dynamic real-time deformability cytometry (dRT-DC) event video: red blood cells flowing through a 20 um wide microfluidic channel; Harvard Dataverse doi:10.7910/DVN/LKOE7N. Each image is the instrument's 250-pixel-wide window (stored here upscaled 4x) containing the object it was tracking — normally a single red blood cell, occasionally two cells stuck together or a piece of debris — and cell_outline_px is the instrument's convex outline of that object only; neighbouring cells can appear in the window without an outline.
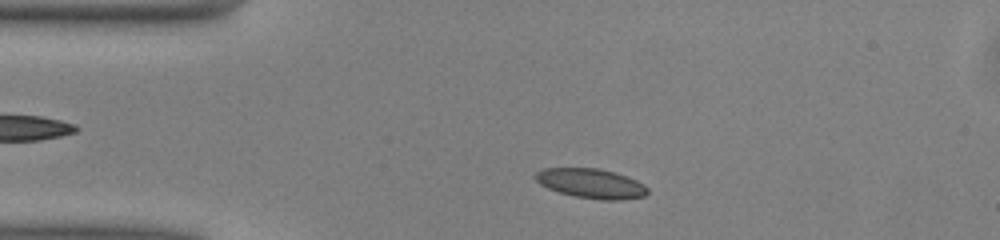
{"species": "common noctule bat (a hibernating species)", "species_latin": "Nyctalus noctula", "temperature_condition": "warm", "stored_images_in_passage": 44, "camera_frame_rate_fps": 3000, "um_per_image_px": 0.085, "animal": {"sex": "male", "body_mass_g": 13.0, "forearm_length_mm": 53.1}, "frame": {"image": 1, "passage_image": 4, "time_ms": 1.0, "image_size_px": [1000, 240], "cell_outline_px": [[648, 192], [644, 196], [620, 200], [600, 200], [576, 196], [560, 192], [548, 188], [540, 184], [532, 176], [536, 172], [544, 168], [600, 168], [636, 180], [644, 184], [648, 188]], "centroid_in_image_um": [50.22, 15.59], "position_along_channel_um": 34.8, "area_um2": 19.25}}
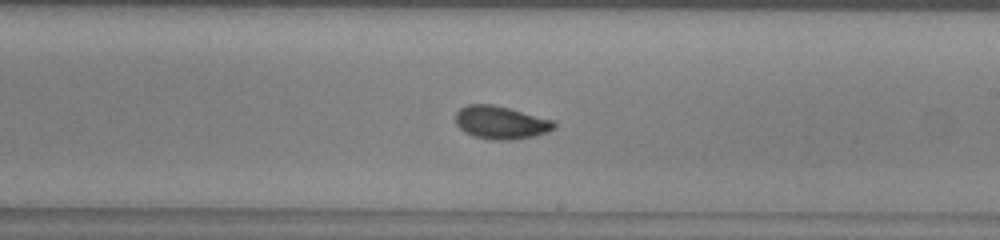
{"frame": {"image": 2, "passage_image": 22, "time_ms": 7.0, "image_size_px": [1000, 240], "cell_outline_px": [[556, 128], [548, 132], [532, 136], [508, 140], [492, 140], [472, 136], [464, 132], [456, 124], [456, 112], [460, 108], [468, 104], [492, 104], [508, 108], [552, 120], [556, 124]], "centroid_in_image_um": [42.54, 10.42], "position_along_channel_um": 246.5, "area_um2": 18.84}}
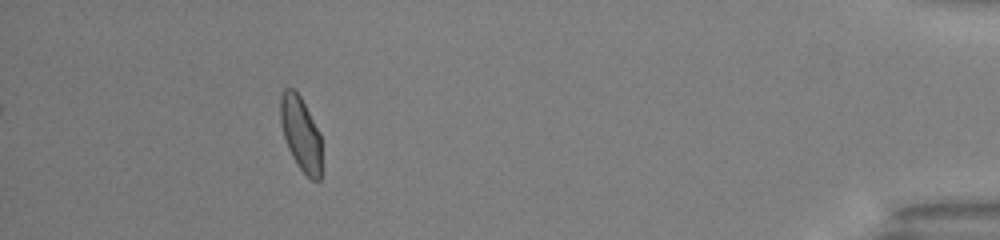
{"frame": {"image": 3, "passage_image": 39, "time_ms": 12.667, "image_size_px": [1000, 240], "cell_outline_px": [[320, 180], [312, 180], [300, 168], [292, 156], [288, 148], [280, 124], [280, 96], [284, 88], [292, 88], [300, 96], [320, 132]], "centroid_in_image_um": [25.54, 11.32], "position_along_channel_um": 409.7, "area_um2": 17.57}, "authors_computed_cell_mechanics": {"area_um2": 18.5249, "velocity_mm_per_s": 4.0637, "shape_relaxation_time_tau1_ms": 5.6829, "shape_relaxation_time_tau2_ms": 1.6707, "deformation_change_tau1": 0.1377, "deformation_change_tau2": 0.0704}}